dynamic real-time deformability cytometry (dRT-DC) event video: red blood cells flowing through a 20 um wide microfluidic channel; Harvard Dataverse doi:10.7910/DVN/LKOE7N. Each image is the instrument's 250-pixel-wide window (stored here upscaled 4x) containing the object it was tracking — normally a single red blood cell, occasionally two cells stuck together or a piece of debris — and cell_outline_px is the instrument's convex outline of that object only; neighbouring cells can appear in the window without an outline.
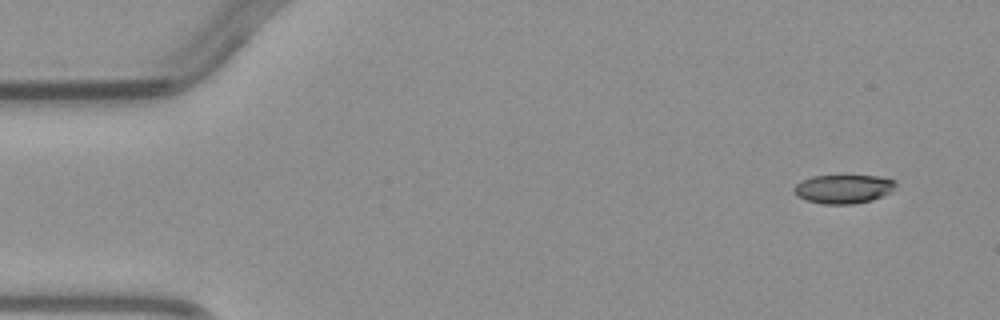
{"species": "common noctule bat (a hibernating species)", "species_latin": "Nyctalus noctula", "temperature_condition": "warm", "stored_images_in_passage": 3, "camera_frame_rate_fps": 3000, "um_per_image_px": 0.085, "animal": {"sex": "male", "body_mass_g": 23.1, "forearm_length_mm": 52.7}, "frame": {"image": 1, "passage_image": 1, "time_ms": 0.0, "image_size_px": [1000, 320], "cell_outline_px": [[896, 184], [892, 192], [884, 196], [872, 200], [852, 204], [824, 204], [808, 200], [796, 196], [792, 188], [796, 184], [812, 176], [876, 176], [896, 180]], "centroid_in_image_um": [71.71, 16.07], "position_along_channel_um": 13.3, "area_um2": 17.05}}